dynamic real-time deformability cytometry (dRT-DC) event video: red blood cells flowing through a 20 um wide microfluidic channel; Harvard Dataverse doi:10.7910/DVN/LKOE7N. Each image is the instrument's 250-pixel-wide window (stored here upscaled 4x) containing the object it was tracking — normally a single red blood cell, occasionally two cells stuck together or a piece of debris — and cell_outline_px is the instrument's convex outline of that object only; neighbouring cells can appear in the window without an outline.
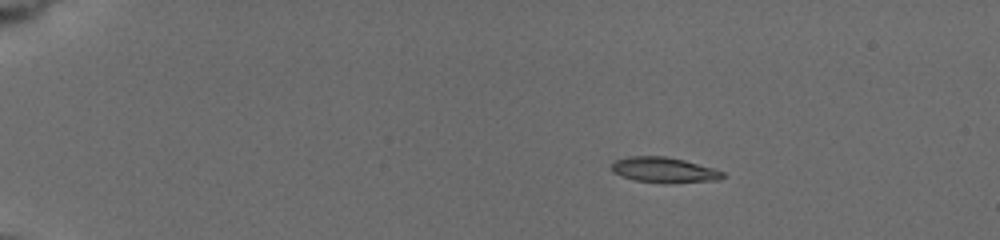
{"species": "common noctule bat (a hibernating species)", "species_latin": "Nyctalus noctula", "temperature_condition": "cold", "stored_images_in_passage": 11, "camera_frame_rate_fps": 3000, "um_per_image_px": 0.085, "animal": {"sex": "female", "body_mass_g": 19.5, "forearm_length_mm": 54.1}, "frame": {"image": 1, "passage_image": 1, "time_ms": 0.0, "image_size_px": [1000, 240], "cell_outline_px": [[728, 176], [720, 180], [636, 180], [620, 176], [612, 172], [612, 164], [616, 160], [628, 156], [664, 156], [684, 160], [716, 168], [724, 172]], "centroid_in_image_um": [56.45, 14.39], "position_along_channel_um": 28.5, "area_um2": 15.61}}